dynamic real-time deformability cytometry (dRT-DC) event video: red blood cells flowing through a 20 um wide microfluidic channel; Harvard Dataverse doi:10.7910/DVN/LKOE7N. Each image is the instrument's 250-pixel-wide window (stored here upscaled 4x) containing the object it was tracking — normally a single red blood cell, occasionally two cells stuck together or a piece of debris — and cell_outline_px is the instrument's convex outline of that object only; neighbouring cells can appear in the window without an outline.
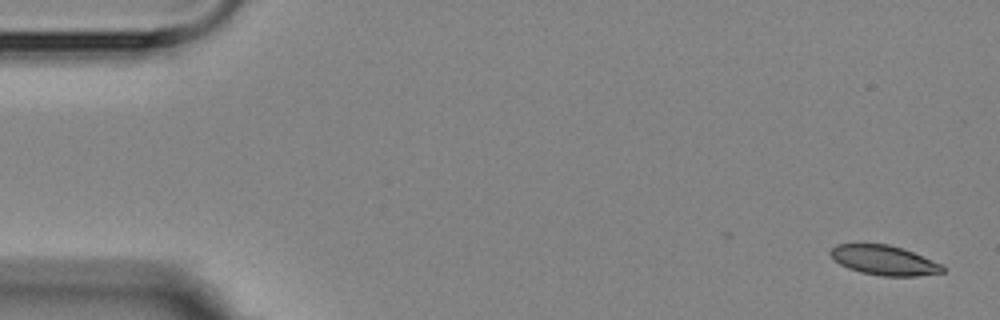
{"species": "Egyptian fruit bat (a non-hibernating species)", "species_latin": "Rousettus aegyptiacus", "temperature_condition": "room temperature", "stored_images_in_passage": 5, "camera_frame_rate_fps": 3000, "um_per_image_px": 0.085, "animal": {"sex": "female"}, "frame": {"image": 1, "passage_image": 1, "time_ms": 0.0, "image_size_px": [1000, 320], "cell_outline_px": [[944, 272], [916, 276], [884, 276], [860, 272], [848, 268], [840, 264], [828, 252], [836, 244], [888, 244], [912, 252], [940, 264], [944, 268]], "centroid_in_image_um": [75.11, 22.12], "position_along_channel_um": 9.9, "area_um2": 19.02}}
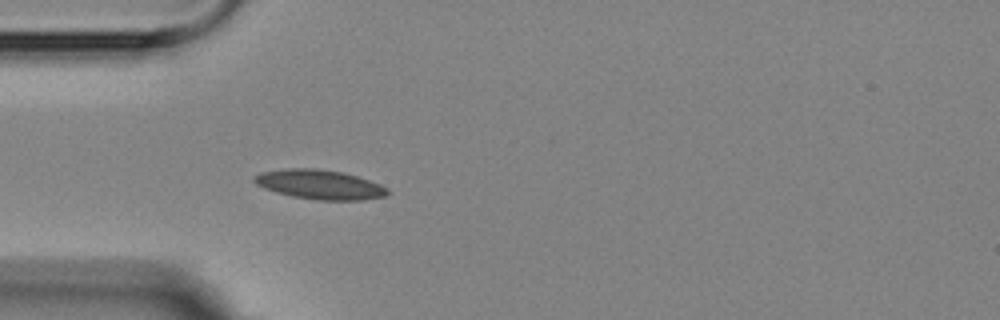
{"frame": {"image": 2, "passage_image": 5, "time_ms": 4.667, "image_size_px": [1000, 320], "cell_outline_px": [[388, 192], [384, 196], [360, 200], [320, 200], [292, 196], [276, 192], [264, 188], [256, 184], [252, 180], [252, 176], [260, 172], [284, 168], [316, 168], [344, 172], [380, 184], [388, 188]], "centroid_in_image_um": [27.12, 15.67], "position_along_channel_um": 57.9, "area_um2": 22.89}}